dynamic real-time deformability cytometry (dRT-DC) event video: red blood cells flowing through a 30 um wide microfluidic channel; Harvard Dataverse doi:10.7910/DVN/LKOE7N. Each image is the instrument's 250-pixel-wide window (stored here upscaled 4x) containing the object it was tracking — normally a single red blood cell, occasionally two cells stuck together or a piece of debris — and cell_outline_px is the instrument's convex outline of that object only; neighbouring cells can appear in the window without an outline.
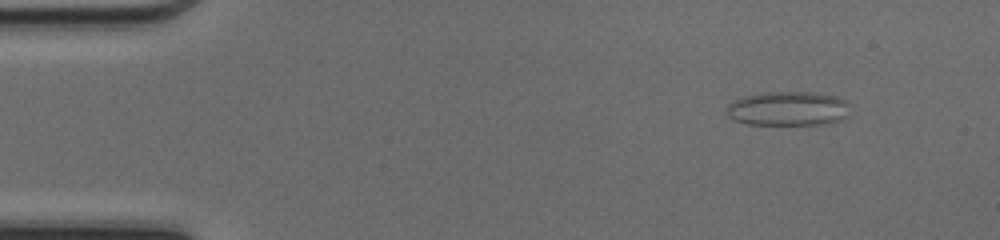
{"species": "common noctule bat (a hibernating species)", "species_latin": "Nyctalus noctula", "temperature_condition": "cold", "stored_images_in_passage": 48, "camera_frame_rate_fps": 3000, "um_per_image_px": 0.085, "animal": {"sex": "female", "body_mass_g": 17.0, "forearm_length_mm": 48.0}, "frame": {"image": 1, "passage_image": 5, "time_ms": 1.333, "image_size_px": [1000, 240], "cell_outline_px": [[848, 116], [836, 120], [820, 124], [748, 124], [732, 120], [728, 116], [728, 104], [732, 100], [744, 96], [760, 92], [816, 92], [836, 96], [848, 100]], "centroid_in_image_um": [66.96, 9.21], "position_along_channel_um": 18.0, "area_um2": 24.74}}
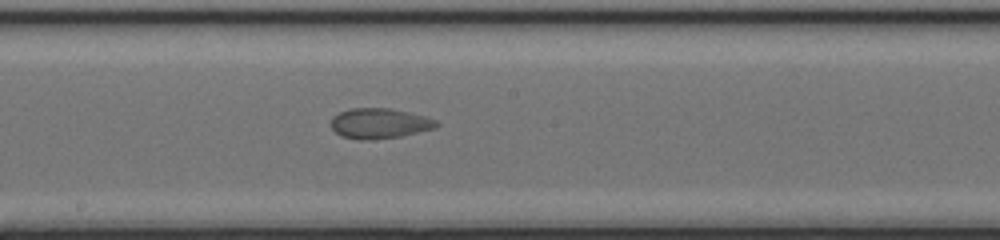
{"frame": {"image": 2, "passage_image": 26, "time_ms": 8.333, "image_size_px": [1000, 240], "cell_outline_px": [[440, 124], [436, 128], [400, 136], [368, 140], [360, 140], [340, 136], [332, 128], [332, 116], [348, 108], [388, 108], [408, 112], [424, 116], [436, 120]], "centroid_in_image_um": [32.24, 10.49], "position_along_channel_um": 216.0, "area_um2": 18.55}}
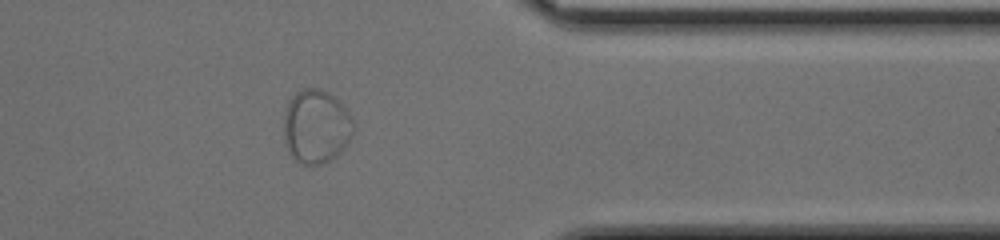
{"frame": {"image": 3, "passage_image": 39, "time_ms": 12.667, "image_size_px": [1000, 240], "cell_outline_px": [[356, 128], [348, 144], [336, 156], [324, 164], [304, 164], [296, 160], [292, 156], [284, 144], [284, 112], [292, 96], [296, 92], [304, 88], [320, 88], [332, 96], [348, 112]], "centroid_in_image_um": [26.87, 10.77], "position_along_channel_um": 384.5, "area_um2": 30.0}}